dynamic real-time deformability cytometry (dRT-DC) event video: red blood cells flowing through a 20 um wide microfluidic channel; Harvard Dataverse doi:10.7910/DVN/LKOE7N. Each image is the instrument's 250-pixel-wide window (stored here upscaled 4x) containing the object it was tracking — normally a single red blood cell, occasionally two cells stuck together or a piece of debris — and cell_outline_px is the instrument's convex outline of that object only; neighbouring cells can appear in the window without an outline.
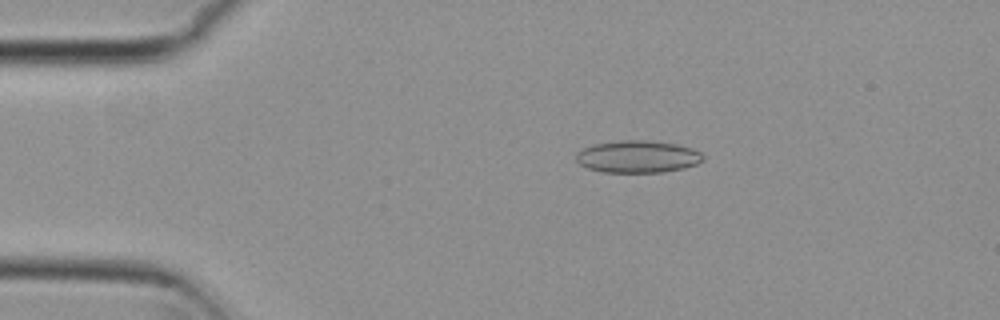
{"species": "common noctule bat (a hibernating species)", "species_latin": "Nyctalus noctula", "temperature_condition": "cold", "stored_images_in_passage": 5, "camera_frame_rate_fps": 3000, "um_per_image_px": 0.085, "animal": {"sex": "female", "body_mass_g": 29.2, "forearm_length_mm": 56.3}, "frame": {"image": 1, "passage_image": 3, "time_ms": 0.667, "image_size_px": [1000, 320], "cell_outline_px": [[704, 160], [696, 164], [684, 168], [664, 172], [604, 172], [588, 168], [580, 164], [576, 160], [576, 152], [584, 148], [596, 144], [616, 140], [648, 140], [676, 144], [692, 148], [700, 152], [704, 156]], "centroid_in_image_um": [54.22, 13.31], "position_along_channel_um": 30.8, "area_um2": 23.87}}
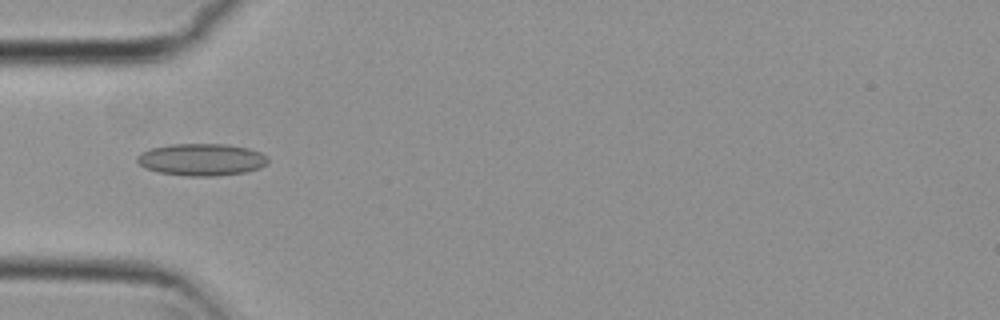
{"frame": {"image": 2, "passage_image": 5, "time_ms": 1.333, "image_size_px": [1000, 320], "cell_outline_px": [[268, 164], [260, 168], [244, 172], [216, 176], [184, 176], [160, 172], [144, 168], [136, 160], [136, 156], [140, 152], [152, 148], [172, 144], [224, 144], [248, 148], [260, 152], [268, 156]], "centroid_in_image_um": [17.13, 13.57], "position_along_channel_um": 67.9, "area_um2": 24.57}}